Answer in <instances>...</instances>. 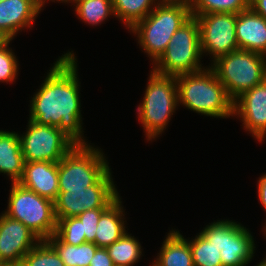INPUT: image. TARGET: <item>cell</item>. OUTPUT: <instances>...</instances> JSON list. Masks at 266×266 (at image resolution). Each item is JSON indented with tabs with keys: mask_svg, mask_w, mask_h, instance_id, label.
Listing matches in <instances>:
<instances>
[{
	"mask_svg": "<svg viewBox=\"0 0 266 266\" xmlns=\"http://www.w3.org/2000/svg\"><path fill=\"white\" fill-rule=\"evenodd\" d=\"M75 53L59 57L30 101L29 120L58 127L76 144L87 143L83 136L80 84Z\"/></svg>",
	"mask_w": 266,
	"mask_h": 266,
	"instance_id": "6da1fadb",
	"label": "cell"
},
{
	"mask_svg": "<svg viewBox=\"0 0 266 266\" xmlns=\"http://www.w3.org/2000/svg\"><path fill=\"white\" fill-rule=\"evenodd\" d=\"M176 82L178 104L214 118L233 117V101L210 66L200 71L178 75Z\"/></svg>",
	"mask_w": 266,
	"mask_h": 266,
	"instance_id": "7a4b0ae2",
	"label": "cell"
},
{
	"mask_svg": "<svg viewBox=\"0 0 266 266\" xmlns=\"http://www.w3.org/2000/svg\"><path fill=\"white\" fill-rule=\"evenodd\" d=\"M191 17L190 7L161 0L147 17L129 31L137 35L139 46L154 64L165 52L173 34Z\"/></svg>",
	"mask_w": 266,
	"mask_h": 266,
	"instance_id": "3957f363",
	"label": "cell"
},
{
	"mask_svg": "<svg viewBox=\"0 0 266 266\" xmlns=\"http://www.w3.org/2000/svg\"><path fill=\"white\" fill-rule=\"evenodd\" d=\"M142 103L137 107L145 137L153 141L166 129L178 104V85L175 76L150 72Z\"/></svg>",
	"mask_w": 266,
	"mask_h": 266,
	"instance_id": "277c9868",
	"label": "cell"
},
{
	"mask_svg": "<svg viewBox=\"0 0 266 266\" xmlns=\"http://www.w3.org/2000/svg\"><path fill=\"white\" fill-rule=\"evenodd\" d=\"M209 65L233 102L266 79V56L248 50L232 51Z\"/></svg>",
	"mask_w": 266,
	"mask_h": 266,
	"instance_id": "5b68a950",
	"label": "cell"
},
{
	"mask_svg": "<svg viewBox=\"0 0 266 266\" xmlns=\"http://www.w3.org/2000/svg\"><path fill=\"white\" fill-rule=\"evenodd\" d=\"M201 59L199 24L195 17H191L173 34L152 70L176 77L206 68L202 66Z\"/></svg>",
	"mask_w": 266,
	"mask_h": 266,
	"instance_id": "8992f818",
	"label": "cell"
},
{
	"mask_svg": "<svg viewBox=\"0 0 266 266\" xmlns=\"http://www.w3.org/2000/svg\"><path fill=\"white\" fill-rule=\"evenodd\" d=\"M7 210L3 213L20 221L41 240H46L55 234L57 220L54 202L41 197L19 183H11Z\"/></svg>",
	"mask_w": 266,
	"mask_h": 266,
	"instance_id": "52a82bcc",
	"label": "cell"
},
{
	"mask_svg": "<svg viewBox=\"0 0 266 266\" xmlns=\"http://www.w3.org/2000/svg\"><path fill=\"white\" fill-rule=\"evenodd\" d=\"M104 155L90 144H76L58 162L59 192L93 185L110 168Z\"/></svg>",
	"mask_w": 266,
	"mask_h": 266,
	"instance_id": "ba28073f",
	"label": "cell"
},
{
	"mask_svg": "<svg viewBox=\"0 0 266 266\" xmlns=\"http://www.w3.org/2000/svg\"><path fill=\"white\" fill-rule=\"evenodd\" d=\"M200 234L220 251L223 266H246L255 253V241L250 231L232 220L209 223Z\"/></svg>",
	"mask_w": 266,
	"mask_h": 266,
	"instance_id": "9c48e42d",
	"label": "cell"
},
{
	"mask_svg": "<svg viewBox=\"0 0 266 266\" xmlns=\"http://www.w3.org/2000/svg\"><path fill=\"white\" fill-rule=\"evenodd\" d=\"M119 192L113 182L109 168L93 185L85 190H68L59 192L54 201L56 220L77 217L86 210L108 208L117 198Z\"/></svg>",
	"mask_w": 266,
	"mask_h": 266,
	"instance_id": "30bf717a",
	"label": "cell"
},
{
	"mask_svg": "<svg viewBox=\"0 0 266 266\" xmlns=\"http://www.w3.org/2000/svg\"><path fill=\"white\" fill-rule=\"evenodd\" d=\"M26 132L19 134L24 162H59L76 143L55 126L28 120Z\"/></svg>",
	"mask_w": 266,
	"mask_h": 266,
	"instance_id": "8fae6325",
	"label": "cell"
},
{
	"mask_svg": "<svg viewBox=\"0 0 266 266\" xmlns=\"http://www.w3.org/2000/svg\"><path fill=\"white\" fill-rule=\"evenodd\" d=\"M192 17L199 24L202 56L207 53L214 62L217 58L239 49L235 32L237 14L218 12Z\"/></svg>",
	"mask_w": 266,
	"mask_h": 266,
	"instance_id": "7c38bea8",
	"label": "cell"
},
{
	"mask_svg": "<svg viewBox=\"0 0 266 266\" xmlns=\"http://www.w3.org/2000/svg\"><path fill=\"white\" fill-rule=\"evenodd\" d=\"M41 239L18 220L0 215V266H20L24 255Z\"/></svg>",
	"mask_w": 266,
	"mask_h": 266,
	"instance_id": "4fadbf2b",
	"label": "cell"
},
{
	"mask_svg": "<svg viewBox=\"0 0 266 266\" xmlns=\"http://www.w3.org/2000/svg\"><path fill=\"white\" fill-rule=\"evenodd\" d=\"M233 116L241 118L244 130L257 141L266 139V79L233 102Z\"/></svg>",
	"mask_w": 266,
	"mask_h": 266,
	"instance_id": "5bb4252c",
	"label": "cell"
},
{
	"mask_svg": "<svg viewBox=\"0 0 266 266\" xmlns=\"http://www.w3.org/2000/svg\"><path fill=\"white\" fill-rule=\"evenodd\" d=\"M58 162H24L23 176L18 183L41 197L55 201L59 193Z\"/></svg>",
	"mask_w": 266,
	"mask_h": 266,
	"instance_id": "9a60e30c",
	"label": "cell"
},
{
	"mask_svg": "<svg viewBox=\"0 0 266 266\" xmlns=\"http://www.w3.org/2000/svg\"><path fill=\"white\" fill-rule=\"evenodd\" d=\"M235 32L239 49L266 56V19L251 7L237 14Z\"/></svg>",
	"mask_w": 266,
	"mask_h": 266,
	"instance_id": "2e32d148",
	"label": "cell"
},
{
	"mask_svg": "<svg viewBox=\"0 0 266 266\" xmlns=\"http://www.w3.org/2000/svg\"><path fill=\"white\" fill-rule=\"evenodd\" d=\"M41 9L33 0H4L0 2V29L12 39L26 27L31 28Z\"/></svg>",
	"mask_w": 266,
	"mask_h": 266,
	"instance_id": "e0dca14e",
	"label": "cell"
},
{
	"mask_svg": "<svg viewBox=\"0 0 266 266\" xmlns=\"http://www.w3.org/2000/svg\"><path fill=\"white\" fill-rule=\"evenodd\" d=\"M125 215L119 196L100 216L95 236L99 248H107L127 232Z\"/></svg>",
	"mask_w": 266,
	"mask_h": 266,
	"instance_id": "ac0fdd59",
	"label": "cell"
},
{
	"mask_svg": "<svg viewBox=\"0 0 266 266\" xmlns=\"http://www.w3.org/2000/svg\"><path fill=\"white\" fill-rule=\"evenodd\" d=\"M24 159L19 133L0 130V173L7 174L11 183L23 176Z\"/></svg>",
	"mask_w": 266,
	"mask_h": 266,
	"instance_id": "d6986e66",
	"label": "cell"
},
{
	"mask_svg": "<svg viewBox=\"0 0 266 266\" xmlns=\"http://www.w3.org/2000/svg\"><path fill=\"white\" fill-rule=\"evenodd\" d=\"M151 266H194L187 239L177 230H171Z\"/></svg>",
	"mask_w": 266,
	"mask_h": 266,
	"instance_id": "ffe728a7",
	"label": "cell"
},
{
	"mask_svg": "<svg viewBox=\"0 0 266 266\" xmlns=\"http://www.w3.org/2000/svg\"><path fill=\"white\" fill-rule=\"evenodd\" d=\"M58 254L65 266H89L96 250L93 242H85L78 246L63 243L55 234L45 240Z\"/></svg>",
	"mask_w": 266,
	"mask_h": 266,
	"instance_id": "44dd1931",
	"label": "cell"
},
{
	"mask_svg": "<svg viewBox=\"0 0 266 266\" xmlns=\"http://www.w3.org/2000/svg\"><path fill=\"white\" fill-rule=\"evenodd\" d=\"M160 1L112 0V4L116 18L124 22L125 27L130 30L138 21L147 17Z\"/></svg>",
	"mask_w": 266,
	"mask_h": 266,
	"instance_id": "7402d4cb",
	"label": "cell"
},
{
	"mask_svg": "<svg viewBox=\"0 0 266 266\" xmlns=\"http://www.w3.org/2000/svg\"><path fill=\"white\" fill-rule=\"evenodd\" d=\"M106 249L115 266H134L143 251L139 240L127 232Z\"/></svg>",
	"mask_w": 266,
	"mask_h": 266,
	"instance_id": "603a6c76",
	"label": "cell"
},
{
	"mask_svg": "<svg viewBox=\"0 0 266 266\" xmlns=\"http://www.w3.org/2000/svg\"><path fill=\"white\" fill-rule=\"evenodd\" d=\"M78 18L92 26L101 25L110 15L115 16L112 0H76Z\"/></svg>",
	"mask_w": 266,
	"mask_h": 266,
	"instance_id": "cb8c5ba5",
	"label": "cell"
},
{
	"mask_svg": "<svg viewBox=\"0 0 266 266\" xmlns=\"http://www.w3.org/2000/svg\"><path fill=\"white\" fill-rule=\"evenodd\" d=\"M250 7V0H197L190 8L191 16L210 13L238 14Z\"/></svg>",
	"mask_w": 266,
	"mask_h": 266,
	"instance_id": "d4e9b609",
	"label": "cell"
},
{
	"mask_svg": "<svg viewBox=\"0 0 266 266\" xmlns=\"http://www.w3.org/2000/svg\"><path fill=\"white\" fill-rule=\"evenodd\" d=\"M194 266H223L220 251L200 233L189 240Z\"/></svg>",
	"mask_w": 266,
	"mask_h": 266,
	"instance_id": "484cf974",
	"label": "cell"
},
{
	"mask_svg": "<svg viewBox=\"0 0 266 266\" xmlns=\"http://www.w3.org/2000/svg\"><path fill=\"white\" fill-rule=\"evenodd\" d=\"M20 266H65V264L56 251L45 240H41L24 255Z\"/></svg>",
	"mask_w": 266,
	"mask_h": 266,
	"instance_id": "4316f807",
	"label": "cell"
},
{
	"mask_svg": "<svg viewBox=\"0 0 266 266\" xmlns=\"http://www.w3.org/2000/svg\"><path fill=\"white\" fill-rule=\"evenodd\" d=\"M55 235L66 244L78 246L86 242L82 222L78 217L60 218L57 220Z\"/></svg>",
	"mask_w": 266,
	"mask_h": 266,
	"instance_id": "83f0119b",
	"label": "cell"
},
{
	"mask_svg": "<svg viewBox=\"0 0 266 266\" xmlns=\"http://www.w3.org/2000/svg\"><path fill=\"white\" fill-rule=\"evenodd\" d=\"M19 63L9 44L0 49V82H12L17 79Z\"/></svg>",
	"mask_w": 266,
	"mask_h": 266,
	"instance_id": "f1b7e54d",
	"label": "cell"
},
{
	"mask_svg": "<svg viewBox=\"0 0 266 266\" xmlns=\"http://www.w3.org/2000/svg\"><path fill=\"white\" fill-rule=\"evenodd\" d=\"M106 209L107 208L90 209L77 216L82 222V229L83 234L86 236V242H93L95 244L97 224L101 214Z\"/></svg>",
	"mask_w": 266,
	"mask_h": 266,
	"instance_id": "f546056e",
	"label": "cell"
},
{
	"mask_svg": "<svg viewBox=\"0 0 266 266\" xmlns=\"http://www.w3.org/2000/svg\"><path fill=\"white\" fill-rule=\"evenodd\" d=\"M89 266H115L106 248H98Z\"/></svg>",
	"mask_w": 266,
	"mask_h": 266,
	"instance_id": "4dcf8cb0",
	"label": "cell"
},
{
	"mask_svg": "<svg viewBox=\"0 0 266 266\" xmlns=\"http://www.w3.org/2000/svg\"><path fill=\"white\" fill-rule=\"evenodd\" d=\"M258 199L266 211V174L259 177L258 180Z\"/></svg>",
	"mask_w": 266,
	"mask_h": 266,
	"instance_id": "1f68e13d",
	"label": "cell"
},
{
	"mask_svg": "<svg viewBox=\"0 0 266 266\" xmlns=\"http://www.w3.org/2000/svg\"><path fill=\"white\" fill-rule=\"evenodd\" d=\"M250 7L266 19V0H250Z\"/></svg>",
	"mask_w": 266,
	"mask_h": 266,
	"instance_id": "d6a6232c",
	"label": "cell"
},
{
	"mask_svg": "<svg viewBox=\"0 0 266 266\" xmlns=\"http://www.w3.org/2000/svg\"><path fill=\"white\" fill-rule=\"evenodd\" d=\"M12 40L13 39L7 33L0 29V49L10 44Z\"/></svg>",
	"mask_w": 266,
	"mask_h": 266,
	"instance_id": "836d02e7",
	"label": "cell"
},
{
	"mask_svg": "<svg viewBox=\"0 0 266 266\" xmlns=\"http://www.w3.org/2000/svg\"><path fill=\"white\" fill-rule=\"evenodd\" d=\"M47 0H33V2L42 10V8L44 7V4L47 3L46 2ZM49 1V0H48ZM52 2H64V3H67V0H50Z\"/></svg>",
	"mask_w": 266,
	"mask_h": 266,
	"instance_id": "e575fe53",
	"label": "cell"
},
{
	"mask_svg": "<svg viewBox=\"0 0 266 266\" xmlns=\"http://www.w3.org/2000/svg\"><path fill=\"white\" fill-rule=\"evenodd\" d=\"M169 1L174 3L184 4L191 8L196 3L197 0H169Z\"/></svg>",
	"mask_w": 266,
	"mask_h": 266,
	"instance_id": "d590c367",
	"label": "cell"
},
{
	"mask_svg": "<svg viewBox=\"0 0 266 266\" xmlns=\"http://www.w3.org/2000/svg\"><path fill=\"white\" fill-rule=\"evenodd\" d=\"M256 266H266V263L262 260V261H260V263L257 264Z\"/></svg>",
	"mask_w": 266,
	"mask_h": 266,
	"instance_id": "8d00e7d4",
	"label": "cell"
},
{
	"mask_svg": "<svg viewBox=\"0 0 266 266\" xmlns=\"http://www.w3.org/2000/svg\"><path fill=\"white\" fill-rule=\"evenodd\" d=\"M265 225H266V224H265ZM265 225H264V231H263V232L265 233L264 236H266V226H265ZM263 261L266 263V257L263 258Z\"/></svg>",
	"mask_w": 266,
	"mask_h": 266,
	"instance_id": "74e56055",
	"label": "cell"
},
{
	"mask_svg": "<svg viewBox=\"0 0 266 266\" xmlns=\"http://www.w3.org/2000/svg\"><path fill=\"white\" fill-rule=\"evenodd\" d=\"M76 0H67V3H73Z\"/></svg>",
	"mask_w": 266,
	"mask_h": 266,
	"instance_id": "f35d334b",
	"label": "cell"
}]
</instances>
